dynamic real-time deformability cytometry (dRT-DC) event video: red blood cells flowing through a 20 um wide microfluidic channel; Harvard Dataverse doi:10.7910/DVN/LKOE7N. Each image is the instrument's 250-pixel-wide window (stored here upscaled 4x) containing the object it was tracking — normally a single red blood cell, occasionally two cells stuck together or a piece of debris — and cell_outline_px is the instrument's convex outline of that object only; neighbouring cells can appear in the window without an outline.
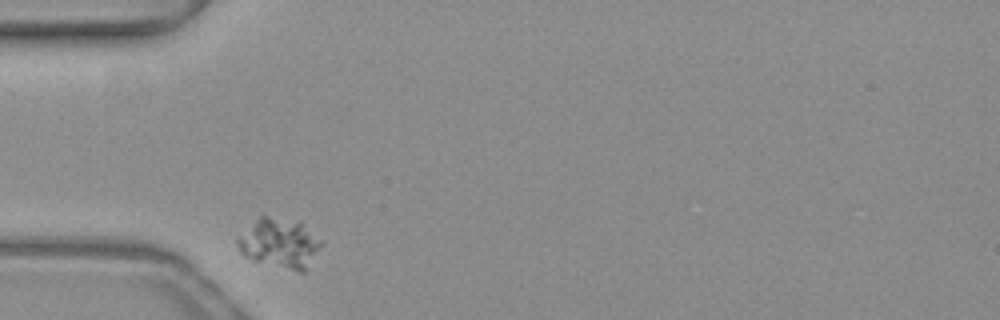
{"species": "common noctule bat (a hibernating species)", "species_latin": "Nyctalus noctula", "temperature_condition": "warm", "stored_images_in_passage": 34, "camera_frame_rate_fps": 3000, "um_per_image_px": 0.085, "animal": {"sex": "female", "body_mass_g": 19.3, "forearm_length_mm": 54.1}, "frame": {"image": 1, "passage_image": 2, "time_ms": 0.333, "image_size_px": [1000, 320], "cell_outline_px": [[324, 240], [304, 272], [300, 272], [252, 260], [244, 256], [240, 252], [236, 244], [236, 240], [260, 216], [264, 216], [300, 220]], "centroid_in_image_um": [23.8, 20.65], "position_along_channel_um": 61.2, "area_um2": 24.16}}
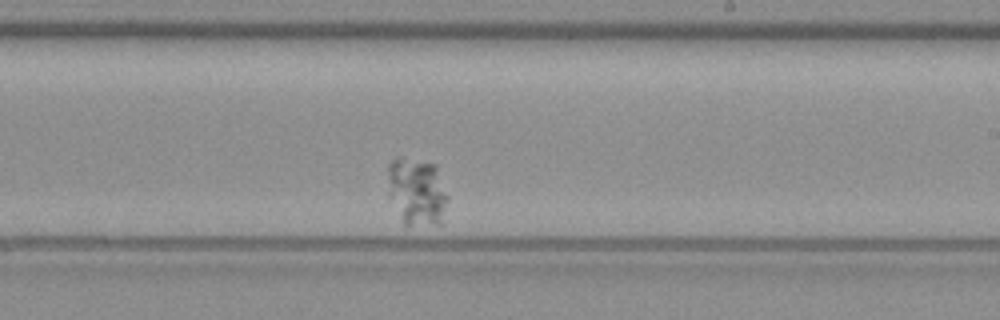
{"frame": {"image": 2, "passage_image": 20, "time_ms": 6.333, "image_size_px": [1000, 320], "cell_outline_px": [[448, 200], [444, 224], [404, 224], [388, 196], [388, 164], [396, 156], [400, 156], [436, 164], [448, 196]], "centroid_in_image_um": [35.45, 16.27], "position_along_channel_um": 253.5, "area_um2": 24.16}}
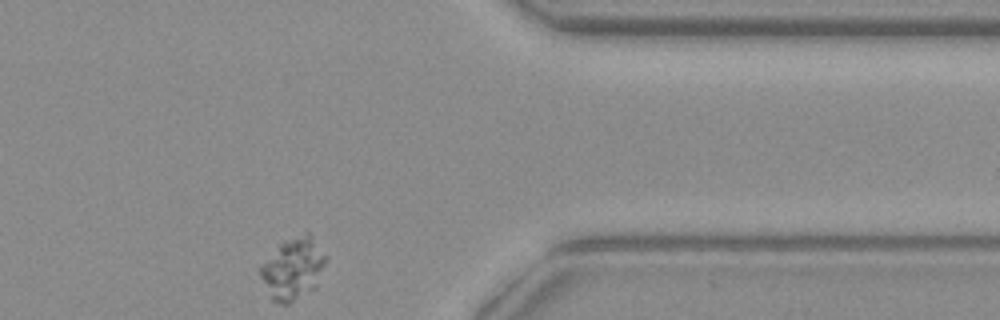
{"frame": {"image": 3, "passage_image": 33, "time_ms": 10.667, "image_size_px": [1000, 320], "cell_outline_px": [[328, 256], [316, 288], [288, 304], [280, 304], [272, 300], [268, 296], [256, 268], [280, 244], [304, 232], [308, 232]], "centroid_in_image_um": [24.88, 22.86], "position_along_channel_um": 386.5, "area_um2": 23.93}}